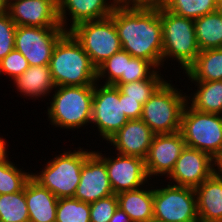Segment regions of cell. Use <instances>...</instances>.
<instances>
[{"label":"cell","mask_w":222,"mask_h":222,"mask_svg":"<svg viewBox=\"0 0 222 222\" xmlns=\"http://www.w3.org/2000/svg\"><path fill=\"white\" fill-rule=\"evenodd\" d=\"M56 222H90V204L74 197L59 198Z\"/></svg>","instance_id":"obj_31"},{"label":"cell","mask_w":222,"mask_h":222,"mask_svg":"<svg viewBox=\"0 0 222 222\" xmlns=\"http://www.w3.org/2000/svg\"><path fill=\"white\" fill-rule=\"evenodd\" d=\"M104 162L114 194L135 190L150 185L144 159L116 153L105 156L101 151H94ZM117 156V157H116Z\"/></svg>","instance_id":"obj_12"},{"label":"cell","mask_w":222,"mask_h":222,"mask_svg":"<svg viewBox=\"0 0 222 222\" xmlns=\"http://www.w3.org/2000/svg\"><path fill=\"white\" fill-rule=\"evenodd\" d=\"M67 150L48 160L45 167L31 177L41 186L47 188L58 199L74 197L80 183L81 168L86 158L93 152L83 147Z\"/></svg>","instance_id":"obj_4"},{"label":"cell","mask_w":222,"mask_h":222,"mask_svg":"<svg viewBox=\"0 0 222 222\" xmlns=\"http://www.w3.org/2000/svg\"><path fill=\"white\" fill-rule=\"evenodd\" d=\"M59 0H9L8 14L16 26L62 27Z\"/></svg>","instance_id":"obj_15"},{"label":"cell","mask_w":222,"mask_h":222,"mask_svg":"<svg viewBox=\"0 0 222 222\" xmlns=\"http://www.w3.org/2000/svg\"><path fill=\"white\" fill-rule=\"evenodd\" d=\"M9 0H0V16L8 13Z\"/></svg>","instance_id":"obj_40"},{"label":"cell","mask_w":222,"mask_h":222,"mask_svg":"<svg viewBox=\"0 0 222 222\" xmlns=\"http://www.w3.org/2000/svg\"><path fill=\"white\" fill-rule=\"evenodd\" d=\"M49 67L55 87L86 86L97 82L96 67L69 31L55 45Z\"/></svg>","instance_id":"obj_2"},{"label":"cell","mask_w":222,"mask_h":222,"mask_svg":"<svg viewBox=\"0 0 222 222\" xmlns=\"http://www.w3.org/2000/svg\"><path fill=\"white\" fill-rule=\"evenodd\" d=\"M98 83V84H97ZM123 94L114 85L94 84L91 123L103 140L108 141L127 122Z\"/></svg>","instance_id":"obj_10"},{"label":"cell","mask_w":222,"mask_h":222,"mask_svg":"<svg viewBox=\"0 0 222 222\" xmlns=\"http://www.w3.org/2000/svg\"><path fill=\"white\" fill-rule=\"evenodd\" d=\"M29 66L27 59L14 48L0 61V75H7L11 80H15Z\"/></svg>","instance_id":"obj_33"},{"label":"cell","mask_w":222,"mask_h":222,"mask_svg":"<svg viewBox=\"0 0 222 222\" xmlns=\"http://www.w3.org/2000/svg\"><path fill=\"white\" fill-rule=\"evenodd\" d=\"M152 222H164V221L153 220Z\"/></svg>","instance_id":"obj_43"},{"label":"cell","mask_w":222,"mask_h":222,"mask_svg":"<svg viewBox=\"0 0 222 222\" xmlns=\"http://www.w3.org/2000/svg\"><path fill=\"white\" fill-rule=\"evenodd\" d=\"M153 220L164 222H199L193 188L168 183L155 188Z\"/></svg>","instance_id":"obj_9"},{"label":"cell","mask_w":222,"mask_h":222,"mask_svg":"<svg viewBox=\"0 0 222 222\" xmlns=\"http://www.w3.org/2000/svg\"><path fill=\"white\" fill-rule=\"evenodd\" d=\"M123 107L129 120L141 118L143 105L137 99L127 98V95L123 94Z\"/></svg>","instance_id":"obj_36"},{"label":"cell","mask_w":222,"mask_h":222,"mask_svg":"<svg viewBox=\"0 0 222 222\" xmlns=\"http://www.w3.org/2000/svg\"><path fill=\"white\" fill-rule=\"evenodd\" d=\"M194 27L200 51L222 48V10L195 19Z\"/></svg>","instance_id":"obj_25"},{"label":"cell","mask_w":222,"mask_h":222,"mask_svg":"<svg viewBox=\"0 0 222 222\" xmlns=\"http://www.w3.org/2000/svg\"><path fill=\"white\" fill-rule=\"evenodd\" d=\"M154 136L143 120L133 119L128 120L106 143L114 146L119 154L145 159Z\"/></svg>","instance_id":"obj_18"},{"label":"cell","mask_w":222,"mask_h":222,"mask_svg":"<svg viewBox=\"0 0 222 222\" xmlns=\"http://www.w3.org/2000/svg\"><path fill=\"white\" fill-rule=\"evenodd\" d=\"M0 222H29L24 189L11 194H0Z\"/></svg>","instance_id":"obj_27"},{"label":"cell","mask_w":222,"mask_h":222,"mask_svg":"<svg viewBox=\"0 0 222 222\" xmlns=\"http://www.w3.org/2000/svg\"><path fill=\"white\" fill-rule=\"evenodd\" d=\"M16 28L8 13L0 16V61L15 48Z\"/></svg>","instance_id":"obj_35"},{"label":"cell","mask_w":222,"mask_h":222,"mask_svg":"<svg viewBox=\"0 0 222 222\" xmlns=\"http://www.w3.org/2000/svg\"><path fill=\"white\" fill-rule=\"evenodd\" d=\"M6 138H2V136H0V162H3L5 160H7L9 157L8 155L10 154H7V147H6V144H7V141L5 140Z\"/></svg>","instance_id":"obj_39"},{"label":"cell","mask_w":222,"mask_h":222,"mask_svg":"<svg viewBox=\"0 0 222 222\" xmlns=\"http://www.w3.org/2000/svg\"><path fill=\"white\" fill-rule=\"evenodd\" d=\"M217 171L222 175V156L216 161Z\"/></svg>","instance_id":"obj_41"},{"label":"cell","mask_w":222,"mask_h":222,"mask_svg":"<svg viewBox=\"0 0 222 222\" xmlns=\"http://www.w3.org/2000/svg\"><path fill=\"white\" fill-rule=\"evenodd\" d=\"M217 170V163L209 154L185 147L170 175L165 180L170 184L197 188ZM172 181V182H171Z\"/></svg>","instance_id":"obj_13"},{"label":"cell","mask_w":222,"mask_h":222,"mask_svg":"<svg viewBox=\"0 0 222 222\" xmlns=\"http://www.w3.org/2000/svg\"><path fill=\"white\" fill-rule=\"evenodd\" d=\"M167 11L190 19H198L219 10L218 0H164Z\"/></svg>","instance_id":"obj_26"},{"label":"cell","mask_w":222,"mask_h":222,"mask_svg":"<svg viewBox=\"0 0 222 222\" xmlns=\"http://www.w3.org/2000/svg\"><path fill=\"white\" fill-rule=\"evenodd\" d=\"M117 208L116 194L90 203V222H109Z\"/></svg>","instance_id":"obj_34"},{"label":"cell","mask_w":222,"mask_h":222,"mask_svg":"<svg viewBox=\"0 0 222 222\" xmlns=\"http://www.w3.org/2000/svg\"><path fill=\"white\" fill-rule=\"evenodd\" d=\"M183 74L190 82L222 80V48L200 51L195 62Z\"/></svg>","instance_id":"obj_23"},{"label":"cell","mask_w":222,"mask_h":222,"mask_svg":"<svg viewBox=\"0 0 222 222\" xmlns=\"http://www.w3.org/2000/svg\"><path fill=\"white\" fill-rule=\"evenodd\" d=\"M13 83L20 95L32 100L50 96L55 88L49 65L29 66Z\"/></svg>","instance_id":"obj_22"},{"label":"cell","mask_w":222,"mask_h":222,"mask_svg":"<svg viewBox=\"0 0 222 222\" xmlns=\"http://www.w3.org/2000/svg\"><path fill=\"white\" fill-rule=\"evenodd\" d=\"M69 32L80 43L96 68L114 53L122 50L114 21L110 16L79 23Z\"/></svg>","instance_id":"obj_8"},{"label":"cell","mask_w":222,"mask_h":222,"mask_svg":"<svg viewBox=\"0 0 222 222\" xmlns=\"http://www.w3.org/2000/svg\"><path fill=\"white\" fill-rule=\"evenodd\" d=\"M180 132L187 147L201 150L216 161L222 156V115L199 112L186 103Z\"/></svg>","instance_id":"obj_7"},{"label":"cell","mask_w":222,"mask_h":222,"mask_svg":"<svg viewBox=\"0 0 222 222\" xmlns=\"http://www.w3.org/2000/svg\"><path fill=\"white\" fill-rule=\"evenodd\" d=\"M9 158L0 162V194H11L22 191L31 178V174L18 168Z\"/></svg>","instance_id":"obj_29"},{"label":"cell","mask_w":222,"mask_h":222,"mask_svg":"<svg viewBox=\"0 0 222 222\" xmlns=\"http://www.w3.org/2000/svg\"><path fill=\"white\" fill-rule=\"evenodd\" d=\"M158 69L142 58L132 57L127 61L126 76H122L115 84H126L150 78Z\"/></svg>","instance_id":"obj_32"},{"label":"cell","mask_w":222,"mask_h":222,"mask_svg":"<svg viewBox=\"0 0 222 222\" xmlns=\"http://www.w3.org/2000/svg\"><path fill=\"white\" fill-rule=\"evenodd\" d=\"M144 185L141 188L123 191L116 194L118 207L121 208L132 222L153 221L154 187Z\"/></svg>","instance_id":"obj_21"},{"label":"cell","mask_w":222,"mask_h":222,"mask_svg":"<svg viewBox=\"0 0 222 222\" xmlns=\"http://www.w3.org/2000/svg\"><path fill=\"white\" fill-rule=\"evenodd\" d=\"M29 222H56L58 198L32 177L24 187Z\"/></svg>","instance_id":"obj_20"},{"label":"cell","mask_w":222,"mask_h":222,"mask_svg":"<svg viewBox=\"0 0 222 222\" xmlns=\"http://www.w3.org/2000/svg\"><path fill=\"white\" fill-rule=\"evenodd\" d=\"M109 222H132L129 216L121 209L117 208Z\"/></svg>","instance_id":"obj_38"},{"label":"cell","mask_w":222,"mask_h":222,"mask_svg":"<svg viewBox=\"0 0 222 222\" xmlns=\"http://www.w3.org/2000/svg\"><path fill=\"white\" fill-rule=\"evenodd\" d=\"M192 83L197 89L187 95V103L199 112L222 115V80Z\"/></svg>","instance_id":"obj_24"},{"label":"cell","mask_w":222,"mask_h":222,"mask_svg":"<svg viewBox=\"0 0 222 222\" xmlns=\"http://www.w3.org/2000/svg\"><path fill=\"white\" fill-rule=\"evenodd\" d=\"M157 70L150 78L126 84H114L127 98L137 99L142 105L167 81ZM162 75V76H161Z\"/></svg>","instance_id":"obj_28"},{"label":"cell","mask_w":222,"mask_h":222,"mask_svg":"<svg viewBox=\"0 0 222 222\" xmlns=\"http://www.w3.org/2000/svg\"><path fill=\"white\" fill-rule=\"evenodd\" d=\"M194 190L199 222H222V175L216 170Z\"/></svg>","instance_id":"obj_19"},{"label":"cell","mask_w":222,"mask_h":222,"mask_svg":"<svg viewBox=\"0 0 222 222\" xmlns=\"http://www.w3.org/2000/svg\"><path fill=\"white\" fill-rule=\"evenodd\" d=\"M185 147L180 131L172 134H155L147 157L144 159L149 180H152L151 178L155 180L157 176L162 175L167 178Z\"/></svg>","instance_id":"obj_14"},{"label":"cell","mask_w":222,"mask_h":222,"mask_svg":"<svg viewBox=\"0 0 222 222\" xmlns=\"http://www.w3.org/2000/svg\"><path fill=\"white\" fill-rule=\"evenodd\" d=\"M219 10H222V0H218Z\"/></svg>","instance_id":"obj_42"},{"label":"cell","mask_w":222,"mask_h":222,"mask_svg":"<svg viewBox=\"0 0 222 222\" xmlns=\"http://www.w3.org/2000/svg\"><path fill=\"white\" fill-rule=\"evenodd\" d=\"M66 32L63 27L17 26L14 47L30 66L49 65L55 45Z\"/></svg>","instance_id":"obj_11"},{"label":"cell","mask_w":222,"mask_h":222,"mask_svg":"<svg viewBox=\"0 0 222 222\" xmlns=\"http://www.w3.org/2000/svg\"><path fill=\"white\" fill-rule=\"evenodd\" d=\"M115 24L122 50L132 57L162 67L161 5L118 4L110 16Z\"/></svg>","instance_id":"obj_1"},{"label":"cell","mask_w":222,"mask_h":222,"mask_svg":"<svg viewBox=\"0 0 222 222\" xmlns=\"http://www.w3.org/2000/svg\"><path fill=\"white\" fill-rule=\"evenodd\" d=\"M53 92L46 112L49 124L74 131L91 124L94 85L56 86Z\"/></svg>","instance_id":"obj_3"},{"label":"cell","mask_w":222,"mask_h":222,"mask_svg":"<svg viewBox=\"0 0 222 222\" xmlns=\"http://www.w3.org/2000/svg\"><path fill=\"white\" fill-rule=\"evenodd\" d=\"M164 0H118L119 4L124 5H161Z\"/></svg>","instance_id":"obj_37"},{"label":"cell","mask_w":222,"mask_h":222,"mask_svg":"<svg viewBox=\"0 0 222 222\" xmlns=\"http://www.w3.org/2000/svg\"><path fill=\"white\" fill-rule=\"evenodd\" d=\"M118 4V0H59V23L65 31H69L79 23L101 20L111 16ZM68 20L71 24L68 23Z\"/></svg>","instance_id":"obj_17"},{"label":"cell","mask_w":222,"mask_h":222,"mask_svg":"<svg viewBox=\"0 0 222 222\" xmlns=\"http://www.w3.org/2000/svg\"><path fill=\"white\" fill-rule=\"evenodd\" d=\"M132 56L124 50L114 53L110 58L100 64L97 70V82L105 85H114L122 76H126L127 61Z\"/></svg>","instance_id":"obj_30"},{"label":"cell","mask_w":222,"mask_h":222,"mask_svg":"<svg viewBox=\"0 0 222 222\" xmlns=\"http://www.w3.org/2000/svg\"><path fill=\"white\" fill-rule=\"evenodd\" d=\"M170 82L167 80L142 108L140 119L155 134H172L181 129V115L187 103V94Z\"/></svg>","instance_id":"obj_6"},{"label":"cell","mask_w":222,"mask_h":222,"mask_svg":"<svg viewBox=\"0 0 222 222\" xmlns=\"http://www.w3.org/2000/svg\"><path fill=\"white\" fill-rule=\"evenodd\" d=\"M113 194L105 162L93 151L81 168L74 198L90 204Z\"/></svg>","instance_id":"obj_16"},{"label":"cell","mask_w":222,"mask_h":222,"mask_svg":"<svg viewBox=\"0 0 222 222\" xmlns=\"http://www.w3.org/2000/svg\"><path fill=\"white\" fill-rule=\"evenodd\" d=\"M162 66L166 60H176L182 73L195 62L200 49L197 44L194 20L167 11L161 5Z\"/></svg>","instance_id":"obj_5"}]
</instances>
